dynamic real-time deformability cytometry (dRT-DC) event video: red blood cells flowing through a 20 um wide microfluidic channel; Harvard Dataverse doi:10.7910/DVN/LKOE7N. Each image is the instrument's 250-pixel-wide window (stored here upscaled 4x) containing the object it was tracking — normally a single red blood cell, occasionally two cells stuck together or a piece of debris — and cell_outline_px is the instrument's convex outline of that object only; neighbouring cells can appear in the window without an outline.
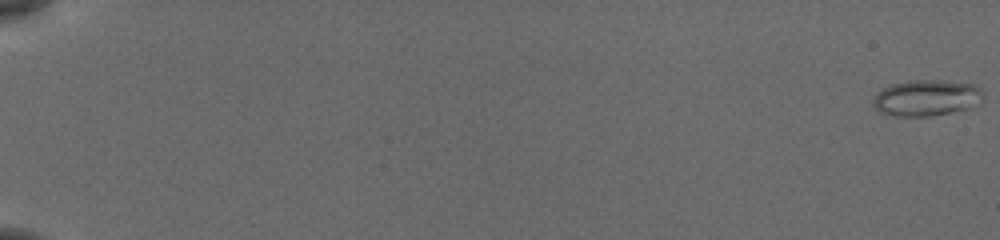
{"species": "common noctule bat (a hibernating species)", "species_latin": "Nyctalus noctula", "temperature_condition": "cold", "stored_images_in_passage": 57, "camera_frame_rate_fps": 3000, "um_per_image_px": 0.085, "animal": {"sex": "female", "body_mass_g": 19.5, "forearm_length_mm": 54.1}, "frame": {"image": 1, "passage_image": 1, "time_ms": 0.0, "image_size_px": [1000, 240], "cell_outline_px": [[984, 100], [980, 104], [968, 108], [928, 116], [892, 116], [880, 112], [872, 104], [872, 100], [876, 92], [892, 84], [908, 80], [940, 80], [976, 84], [984, 92]], "centroid_in_image_um": [78.77, 8.31], "position_along_channel_um": 6.2, "area_um2": 23.47}}
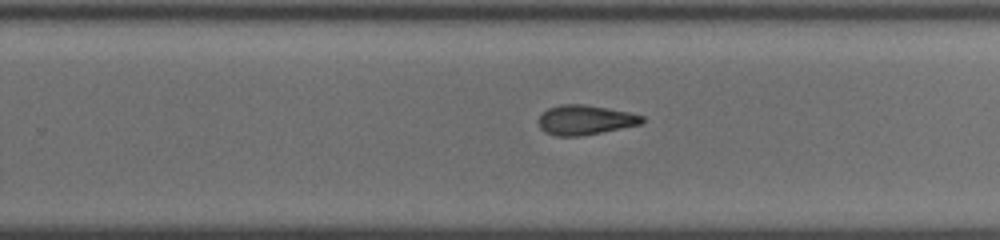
{"frame": {"image": 2, "passage_image": 39, "time_ms": 12.667, "image_size_px": [1000, 240], "cell_outline_px": [[644, 120], [640, 124], [600, 132], [576, 136], [556, 136], [544, 132], [540, 128], [540, 116], [548, 108], [560, 104], [584, 104], [628, 112], [644, 116]], "centroid_in_image_um": [49.71, 10.19], "position_along_channel_um": 280.1, "area_um2": 17.57}}
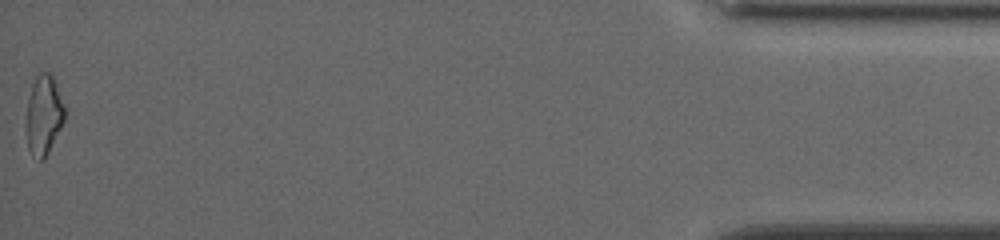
{"frame": {"image": 3, "passage_image": 57, "time_ms": 18.667, "image_size_px": [1000, 240], "cell_outline_px": [[68, 112], [44, 160], [40, 160], [28, 148], [28, 100], [32, 84], [36, 76], [40, 72], [48, 72], [52, 76], [68, 108]], "centroid_in_image_um": [3.79, 9.71], "position_along_channel_um": 431.4, "area_um2": 17.51}, "authors_computed_cell_mechanics": {"area_um2": 18.7272, "velocity_mm_per_s": 3.8511, "shape_relaxation_time_tau1_ms": 6.0743, "shape_relaxation_time_tau2_ms": 5.4184, "deformation_change_tau1": 0.1764, "deformation_change_tau2": 0.1621}}